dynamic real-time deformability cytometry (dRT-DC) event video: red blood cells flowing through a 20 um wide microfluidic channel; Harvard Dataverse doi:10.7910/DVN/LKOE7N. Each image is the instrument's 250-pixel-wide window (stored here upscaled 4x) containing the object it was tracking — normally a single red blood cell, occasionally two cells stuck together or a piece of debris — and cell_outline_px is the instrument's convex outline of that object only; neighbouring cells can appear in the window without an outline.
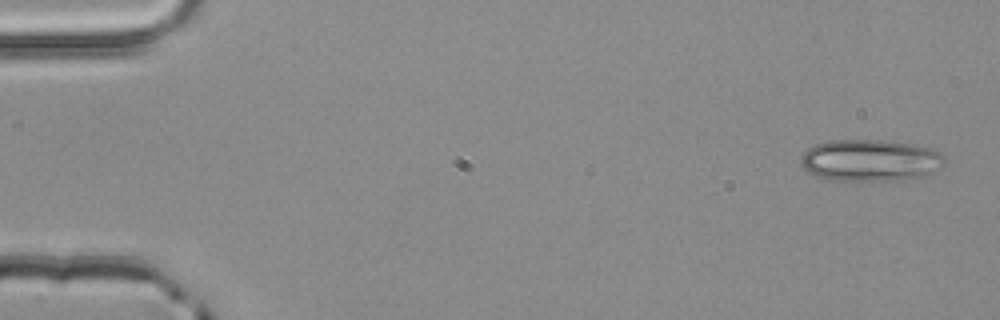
{"species": "common noctule bat (a hibernating species)", "species_latin": "Nyctalus noctula", "temperature_condition": "room temperature", "stored_images_in_passage": 3, "camera_frame_rate_fps": 3000, "um_per_image_px": 0.085, "animal": {"sex": "male", "body_mass_g": 20.4}, "frame": {"image": 1, "passage_image": 3, "time_ms": 0.667, "image_size_px": [1000, 320], "cell_outline_px": [[944, 160], [928, 176], [896, 180], [828, 180], [816, 176], [808, 172], [804, 168], [800, 160], [800, 156], [808, 148], [816, 144], [832, 140], [884, 140], [912, 144], [932, 148], [940, 152], [944, 156]], "centroid_in_image_um": [73.94, 13.62], "position_along_channel_um": 11.1, "area_um2": 34.97}}